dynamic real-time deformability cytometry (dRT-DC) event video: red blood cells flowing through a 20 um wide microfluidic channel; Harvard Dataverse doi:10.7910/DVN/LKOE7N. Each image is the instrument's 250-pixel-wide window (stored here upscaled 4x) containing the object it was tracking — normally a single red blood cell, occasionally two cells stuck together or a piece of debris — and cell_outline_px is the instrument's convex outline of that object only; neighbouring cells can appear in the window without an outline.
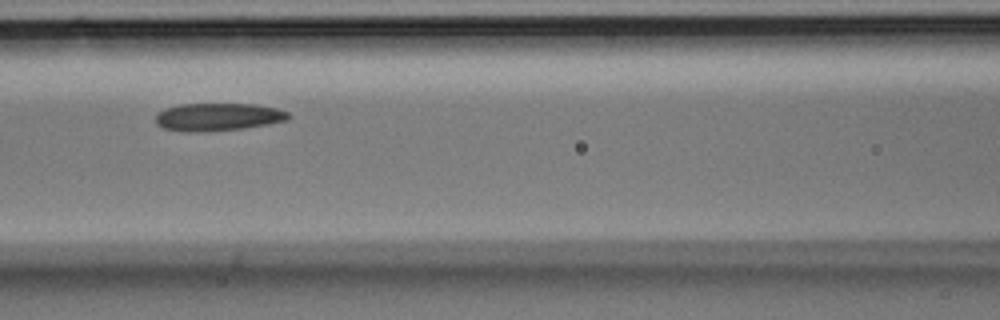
{"species": "Egyptian fruit bat (a non-hibernating species)", "species_latin": "Rousettus aegyptiacus", "temperature_condition": "room temperature", "stored_images_in_passage": 7, "segment_of_instrument_passage": [1, 2], "camera_frame_rate_fps": 3000, "um_per_image_px": 0.085, "animal": {"sex": "male"}, "frame": {"image": 1, "passage_image": 5, "time_ms": 1.333, "image_size_px": [1000, 320], "cell_outline_px": [[292, 116], [288, 120], [268, 124], [244, 128], [200, 132], [192, 132], [164, 128], [156, 124], [156, 116], [164, 108], [180, 104], [256, 104], [276, 108], [288, 112]], "centroid_in_image_um": [18.56, 9.93], "position_along_channel_um": 148.0, "area_um2": 21.44}}
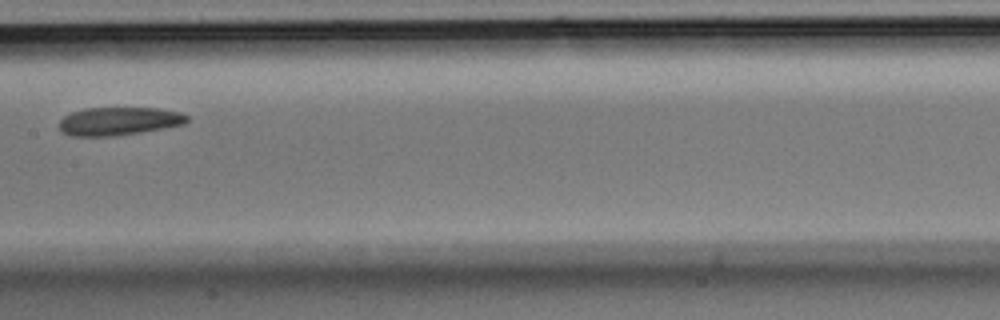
{"frame": {"image": 2, "passage_image": 6, "time_ms": 1.667, "image_size_px": [1000, 320], "cell_outline_px": [[188, 120], [184, 124], [164, 128], [116, 136], [72, 136], [60, 132], [60, 120], [64, 116], [72, 112], [84, 108], [160, 108], [180, 112], [188, 116]], "centroid_in_image_um": [10.09, 10.3], "position_along_channel_um": 197.3, "area_um2": 21.04}}